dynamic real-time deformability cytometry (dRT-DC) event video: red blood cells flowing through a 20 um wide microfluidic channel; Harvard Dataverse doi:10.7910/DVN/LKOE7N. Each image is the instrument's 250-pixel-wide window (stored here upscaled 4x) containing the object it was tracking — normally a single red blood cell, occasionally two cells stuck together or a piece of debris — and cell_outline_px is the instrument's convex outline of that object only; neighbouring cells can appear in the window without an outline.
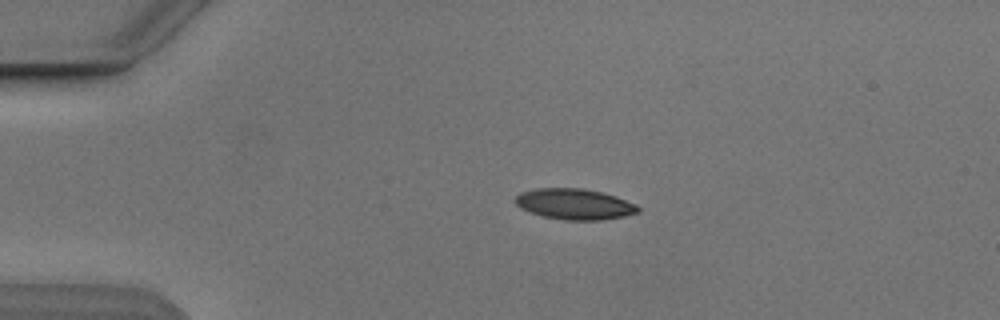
{"species": "Egyptian fruit bat (a non-hibernating species)", "species_latin": "Rousettus aegyptiacus", "temperature_condition": "cold", "stored_images_in_passage": 2, "camera_frame_rate_fps": 3000, "um_per_image_px": 0.085, "animal": {"sex": "male"}, "frame": {"image": 1, "passage_image": 1, "time_ms": 0.0, "image_size_px": [1000, 320], "cell_outline_px": [[640, 212], [624, 216], [600, 220], [564, 220], [544, 216], [520, 208], [512, 200], [520, 192], [536, 188], [584, 188], [616, 196], [636, 204], [640, 208]], "centroid_in_image_um": [48.83, 17.34], "position_along_channel_um": 36.2, "area_um2": 22.08}}